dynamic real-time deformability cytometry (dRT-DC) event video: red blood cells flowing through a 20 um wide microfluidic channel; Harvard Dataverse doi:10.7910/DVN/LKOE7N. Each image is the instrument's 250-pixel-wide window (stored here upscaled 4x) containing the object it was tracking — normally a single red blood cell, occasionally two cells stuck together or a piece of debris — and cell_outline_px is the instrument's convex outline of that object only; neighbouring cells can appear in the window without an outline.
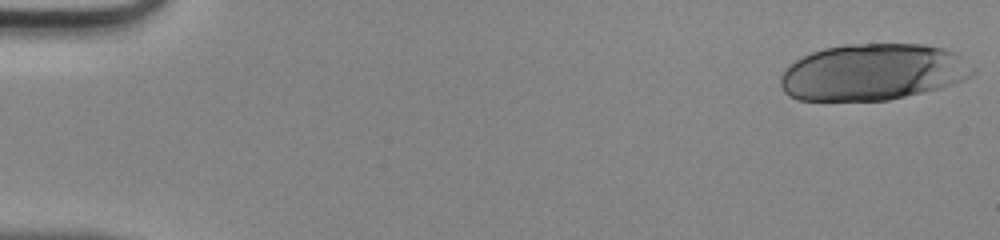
{"species": "human", "species_latin": "Homo sapiens", "temperature_condition": "room temperature", "stored_images_in_passage": 46, "camera_frame_rate_fps": 3000, "um_per_image_px": 0.085, "donor": {"sex": "male"}, "frame": {"image": 1, "passage_image": 1, "time_ms": 0.0, "image_size_px": [1000, 240], "cell_outline_px": [[976, 72], [972, 76], [964, 80], [940, 88], [888, 100], [796, 100], [788, 96], [784, 92], [780, 84], [780, 76], [796, 60], [812, 52], [824, 48], [844, 44], [924, 44], [944, 48], [956, 52], [976, 68]], "centroid_in_image_um": [74.23, 6.12], "position_along_channel_um": 10.8, "area_um2": 63.52}}
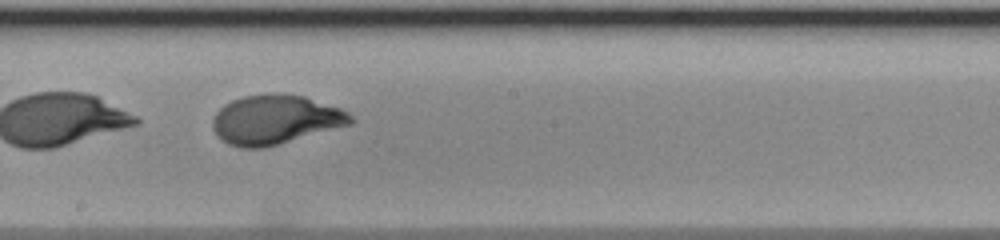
{"frame": {"image": 2, "passage_image": 27, "time_ms": 8.667, "image_size_px": [1000, 240], "cell_outline_px": [[356, 120], [352, 124], [264, 148], [240, 148], [228, 144], [216, 136], [212, 128], [212, 120], [216, 112], [224, 104], [232, 100], [244, 96], [272, 92], [284, 92], [304, 96], [340, 108], [348, 112]], "centroid_in_image_um": [23.39, 10.16], "position_along_channel_um": 224.8, "area_um2": 40.11}}
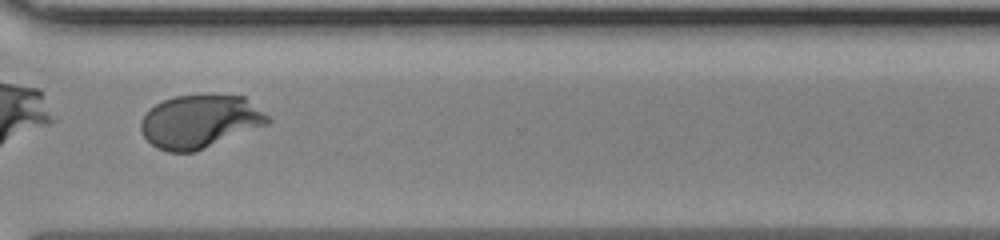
{"frame": {"image": 3, "passage_image": 36, "time_ms": 11.667, "image_size_px": [1000, 240], "cell_outline_px": [[272, 120], [268, 124], [196, 152], [168, 152], [156, 148], [140, 132], [140, 120], [156, 104], [164, 100], [176, 96], [244, 96], [264, 112]], "centroid_in_image_um": [16.99, 10.35], "position_along_channel_um": 353.6, "area_um2": 39.02}}